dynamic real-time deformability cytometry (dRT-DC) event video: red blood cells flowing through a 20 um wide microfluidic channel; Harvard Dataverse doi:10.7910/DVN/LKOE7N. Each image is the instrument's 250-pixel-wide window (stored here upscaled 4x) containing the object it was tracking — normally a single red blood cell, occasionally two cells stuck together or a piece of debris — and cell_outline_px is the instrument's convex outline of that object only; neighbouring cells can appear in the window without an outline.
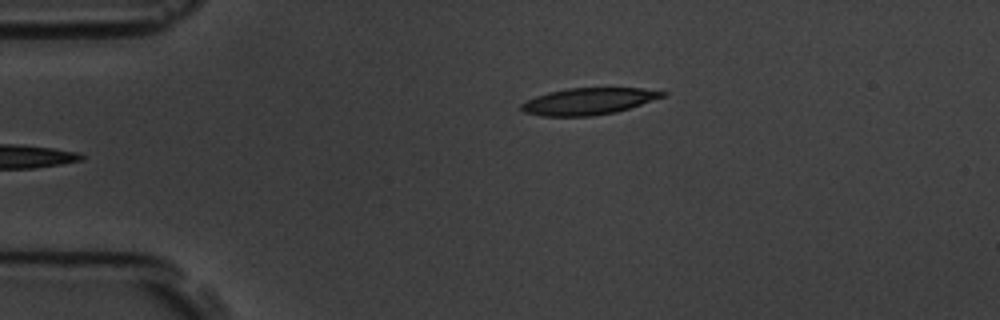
{"species": "common noctule bat (a hibernating species)", "species_latin": "Nyctalus noctula", "temperature_condition": "room temperature", "stored_images_in_passage": 3, "camera_frame_rate_fps": 3000, "um_per_image_px": 0.085, "animal": {"sex": "male", "body_mass_g": 19.5, "forearm_length_mm": 54.6}, "frame": {"image": 1, "passage_image": 3, "time_ms": 2.333, "image_size_px": [1000, 320], "cell_outline_px": [[668, 96], [616, 112], [592, 116], [540, 116], [524, 112], [520, 108], [520, 104], [536, 96], [548, 92], [568, 88], [640, 88], [668, 92]], "centroid_in_image_um": [50.05, 8.61], "position_along_channel_um": 35.0, "area_um2": 22.08}}